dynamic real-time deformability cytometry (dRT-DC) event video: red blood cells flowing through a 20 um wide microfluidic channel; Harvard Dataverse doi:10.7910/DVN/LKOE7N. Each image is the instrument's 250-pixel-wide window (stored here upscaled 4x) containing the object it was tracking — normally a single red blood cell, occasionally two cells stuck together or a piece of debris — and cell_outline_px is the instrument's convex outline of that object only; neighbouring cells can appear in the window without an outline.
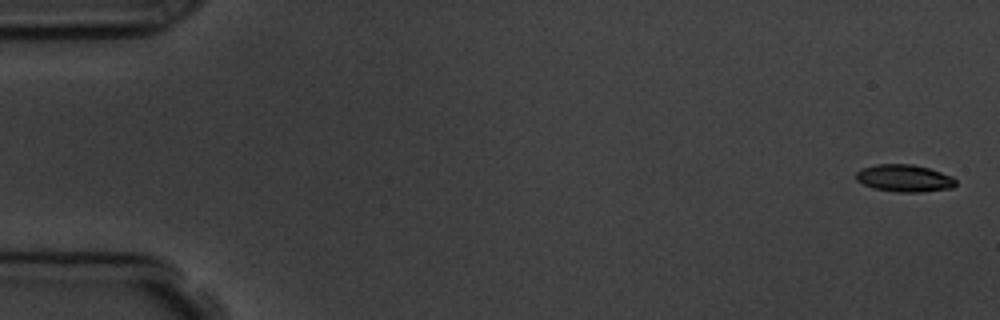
{"species": "common noctule bat (a hibernating species)", "species_latin": "Nyctalus noctula", "temperature_condition": "room temperature", "stored_images_in_passage": 6, "camera_frame_rate_fps": 3000, "um_per_image_px": 0.085, "animal": {"sex": "male", "body_mass_g": 19.5, "forearm_length_mm": 54.6}, "frame": {"image": 1, "passage_image": 1, "time_ms": 0.0, "image_size_px": [1000, 320], "cell_outline_px": [[956, 184], [952, 188], [920, 192], [896, 192], [872, 188], [856, 180], [856, 172], [860, 168], [876, 164], [912, 164], [928, 168], [952, 176], [956, 180]], "centroid_in_image_um": [76.84, 15.15], "position_along_channel_um": 8.2, "area_um2": 15.9}}
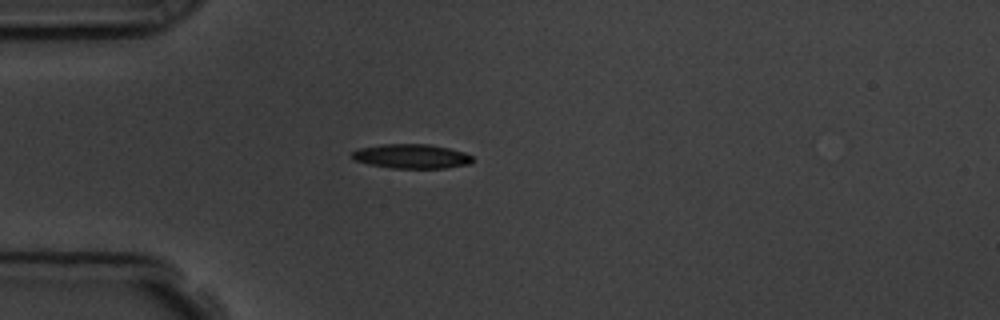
{"frame": {"image": 2, "passage_image": 5, "time_ms": 4.667, "image_size_px": [1000, 320], "cell_outline_px": [[476, 160], [468, 164], [444, 168], [392, 168], [368, 164], [356, 160], [352, 156], [352, 152], [360, 148], [380, 144], [428, 144], [448, 148], [464, 152], [472, 156]], "centroid_in_image_um": [35.0, 13.28], "position_along_channel_um": 50.0, "area_um2": 17.05}}